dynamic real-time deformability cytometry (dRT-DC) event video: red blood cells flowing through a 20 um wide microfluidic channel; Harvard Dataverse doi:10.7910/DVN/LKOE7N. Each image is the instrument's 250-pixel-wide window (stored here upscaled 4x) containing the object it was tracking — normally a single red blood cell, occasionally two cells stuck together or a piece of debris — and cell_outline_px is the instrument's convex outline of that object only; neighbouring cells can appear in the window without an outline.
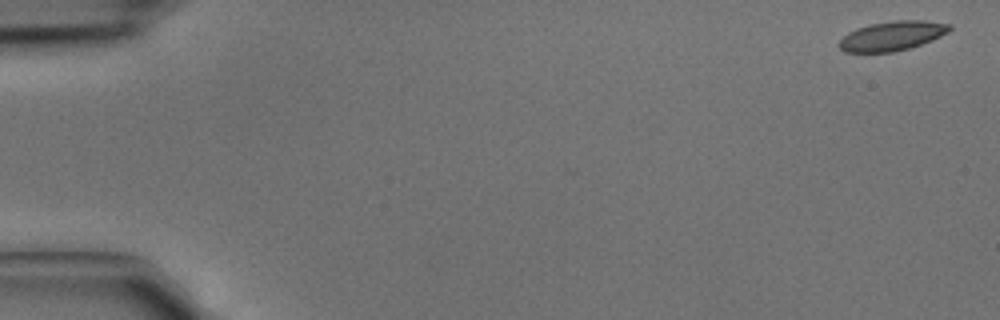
{"species": "common noctule bat (a hibernating species)", "species_latin": "Nyctalus noctula", "temperature_condition": "cold", "stored_images_in_passage": 4, "camera_frame_rate_fps": 3000, "um_per_image_px": 0.085, "animal": {"sex": "male", "body_mass_g": 15.6}, "frame": {"image": 1, "passage_image": 1, "time_ms": 0.0, "image_size_px": [1000, 320], "cell_outline_px": [[952, 28], [948, 32], [932, 40], [908, 48], [892, 52], [844, 52], [840, 48], [840, 40], [848, 32], [856, 28], [872, 24], [896, 20], [924, 20], [952, 24]], "centroid_in_image_um": [75.85, 3.04], "position_along_channel_um": 9.1, "area_um2": 18.79}}
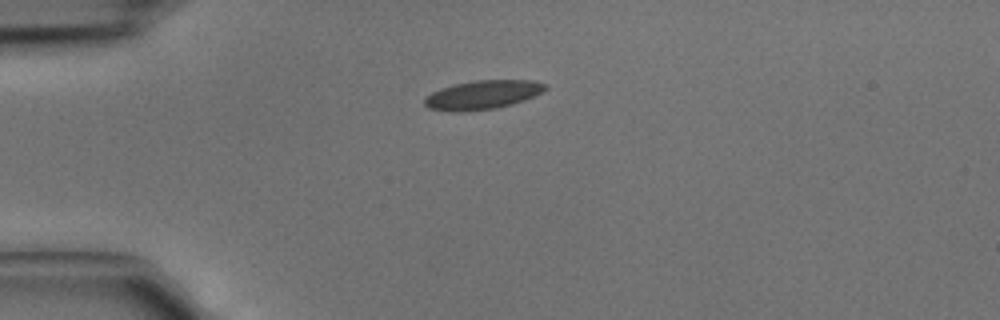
{"frame": {"image": 2, "passage_image": 3, "time_ms": 0.667, "image_size_px": [1000, 320], "cell_outline_px": [[548, 88], [544, 92], [536, 96], [512, 104], [496, 108], [460, 112], [448, 112], [428, 108], [424, 104], [424, 100], [432, 92], [440, 88], [472, 80], [532, 80], [548, 84]], "centroid_in_image_um": [41.06, 8.06], "position_along_channel_um": 43.9, "area_um2": 20.58}}